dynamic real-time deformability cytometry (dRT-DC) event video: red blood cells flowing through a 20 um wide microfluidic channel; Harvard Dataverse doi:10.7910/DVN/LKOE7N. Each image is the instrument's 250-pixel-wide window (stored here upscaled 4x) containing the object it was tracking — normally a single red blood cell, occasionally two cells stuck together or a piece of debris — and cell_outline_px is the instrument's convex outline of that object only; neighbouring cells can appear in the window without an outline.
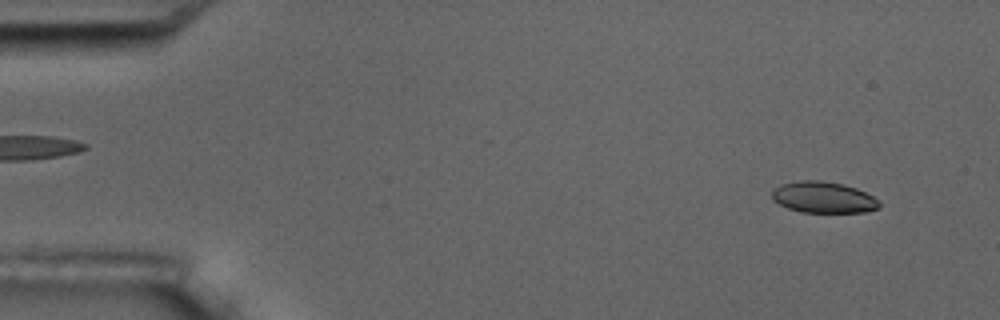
{"species": "common noctule bat (a hibernating species)", "species_latin": "Nyctalus noctula", "temperature_condition": "room temperature", "stored_images_in_passage": 2, "camera_frame_rate_fps": 3000, "um_per_image_px": 0.085, "animal": {"sex": "male", "body_mass_g": 17.5, "forearm_length_mm": 52.3}, "frame": {"image": 1, "passage_image": 2, "time_ms": 2.0, "image_size_px": [1000, 320], "cell_outline_px": [[880, 208], [864, 212], [800, 212], [788, 208], [772, 200], [772, 192], [780, 184], [800, 180], [820, 180], [844, 184], [856, 188], [872, 196], [880, 204]], "centroid_in_image_um": [69.97, 16.77], "position_along_channel_um": 15.0, "area_um2": 19.48}}